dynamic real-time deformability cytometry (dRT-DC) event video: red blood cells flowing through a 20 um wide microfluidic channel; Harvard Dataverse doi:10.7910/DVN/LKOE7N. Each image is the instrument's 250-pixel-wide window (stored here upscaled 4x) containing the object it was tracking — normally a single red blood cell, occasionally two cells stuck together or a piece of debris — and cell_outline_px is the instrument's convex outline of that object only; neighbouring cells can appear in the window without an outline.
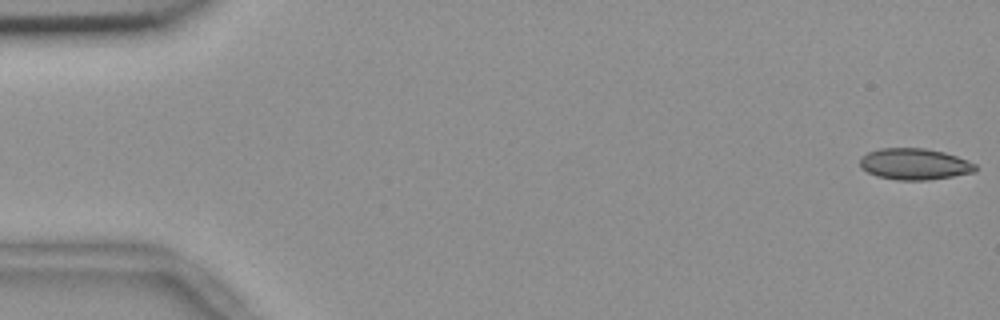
{"species": "common noctule bat (a hibernating species)", "species_latin": "Nyctalus noctula", "temperature_condition": "room temperature", "stored_images_in_passage": 10, "camera_frame_rate_fps": 3000, "um_per_image_px": 0.085, "animal": {"sex": "female", "body_mass_g": 18.4}, "frame": {"image": 1, "passage_image": 1, "time_ms": 0.0, "image_size_px": [1000, 320], "cell_outline_px": [[976, 172], [928, 180], [896, 180], [876, 176], [860, 168], [860, 156], [868, 152], [880, 148], [924, 148], [944, 152], [968, 160], [976, 164]], "centroid_in_image_um": [77.71, 13.94], "position_along_channel_um": 7.3, "area_um2": 21.21}}